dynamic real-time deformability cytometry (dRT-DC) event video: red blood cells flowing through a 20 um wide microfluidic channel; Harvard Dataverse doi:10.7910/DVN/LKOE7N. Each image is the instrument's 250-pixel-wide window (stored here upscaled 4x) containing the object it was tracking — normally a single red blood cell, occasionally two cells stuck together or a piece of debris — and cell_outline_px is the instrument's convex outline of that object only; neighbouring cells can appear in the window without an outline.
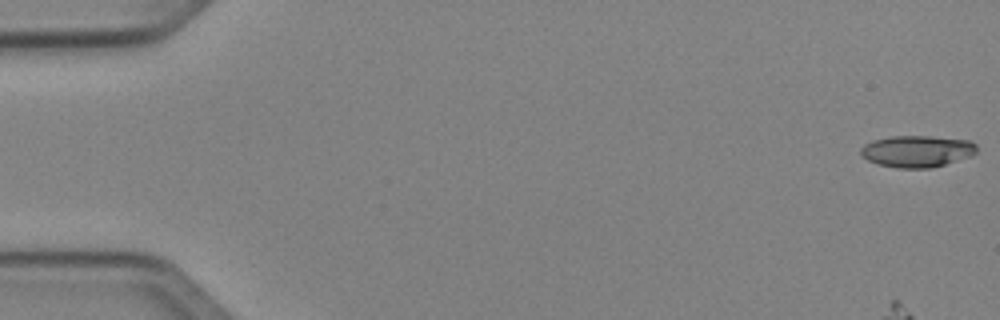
{"species": "Egyptian fruit bat (a non-hibernating species)", "species_latin": "Rousettus aegyptiacus", "temperature_condition": "cold", "stored_images_in_passage": 17, "camera_frame_rate_fps": 3000, "um_per_image_px": 0.085, "animal": {"sex": "female"}, "frame": {"image": 1, "passage_image": 1, "time_ms": 0.0, "image_size_px": [1000, 320], "cell_outline_px": [[976, 152], [968, 156], [932, 168], [896, 168], [876, 164], [860, 156], [860, 148], [864, 144], [872, 140], [892, 136], [928, 136], [968, 140], [976, 144]], "centroid_in_image_um": [77.87, 12.86], "position_along_channel_um": 7.1, "area_um2": 21.39}}